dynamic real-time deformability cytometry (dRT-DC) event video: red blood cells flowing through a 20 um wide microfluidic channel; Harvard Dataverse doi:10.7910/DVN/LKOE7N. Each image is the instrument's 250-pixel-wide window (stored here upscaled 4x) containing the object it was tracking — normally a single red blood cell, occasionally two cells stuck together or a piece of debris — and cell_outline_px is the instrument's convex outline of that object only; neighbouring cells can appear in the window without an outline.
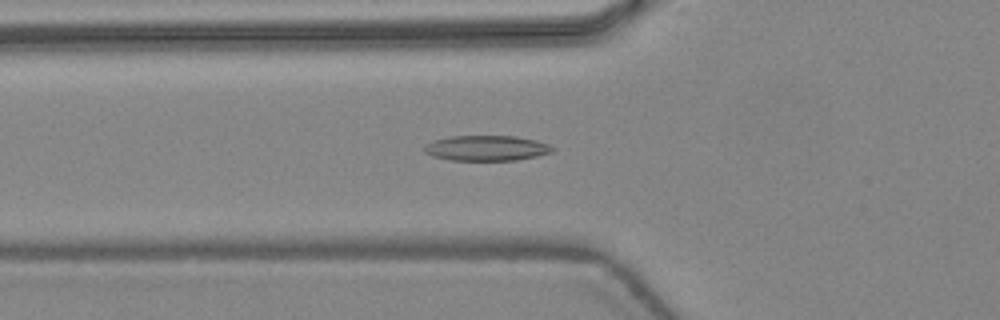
{"species": "common noctule bat (a hibernating species)", "species_latin": "Nyctalus noctula", "temperature_condition": "warm", "stored_images_in_passage": 31, "camera_frame_rate_fps": 3000, "um_per_image_px": 0.085, "animal": {"sex": "female", "body_mass_g": 24.6, "forearm_length_mm": 56.2}, "frame": {"image": 1, "passage_image": 2, "time_ms": 0.333, "image_size_px": [1000, 320], "cell_outline_px": [[556, 148], [552, 152], [536, 156], [516, 160], [452, 160], [432, 156], [424, 152], [424, 144], [432, 140], [452, 136], [516, 136], [536, 140], [548, 144]], "centroid_in_image_um": [41.34, 12.58], "position_along_channel_um": 84.5, "area_um2": 18.96}}
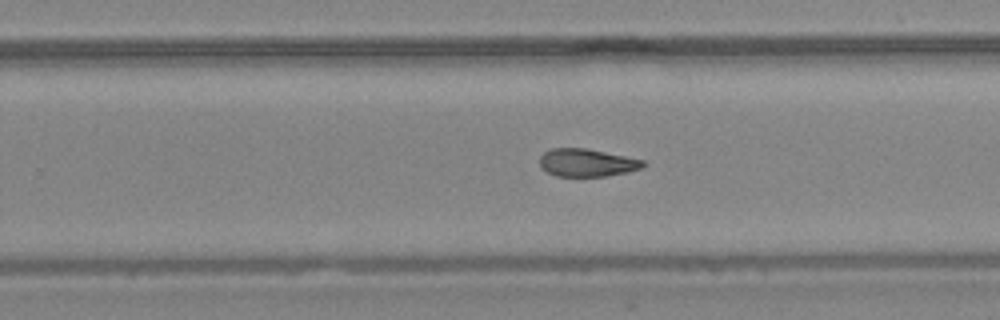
{"frame": {"image": 2, "passage_image": 15, "time_ms": 4.667, "image_size_px": [1000, 320], "cell_outline_px": [[648, 164], [640, 168], [628, 172], [608, 176], [556, 176], [548, 172], [540, 164], [540, 156], [544, 152], [552, 148], [588, 148], [644, 160]], "centroid_in_image_um": [49.92, 13.82], "position_along_channel_um": 279.9, "area_um2": 16.76}}
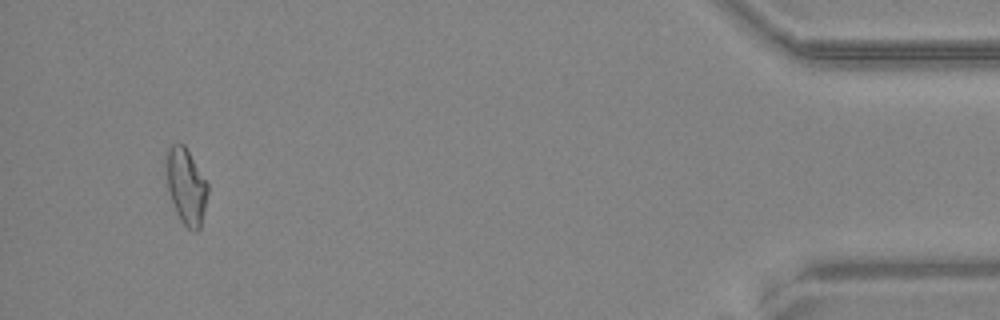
{"frame": {"image": 3, "passage_image": 29, "time_ms": 9.333, "image_size_px": [1000, 320], "cell_outline_px": [[208, 192], [200, 228], [196, 232], [192, 232], [180, 220], [176, 212], [168, 188], [164, 164], [164, 156], [168, 148], [172, 144], [184, 144], [208, 184]], "centroid_in_image_um": [15.79, 15.81], "position_along_channel_um": 419.4, "area_um2": 18.44}, "authors_computed_cell_mechanics": {"area_um2": 17.629, "velocity_mm_per_s": 4.4884, "shape_relaxation_time_tau1_ms": null, "shape_relaxation_time_tau2_ms": 5.2916, "deformation_change_tau1": null, "deformation_change_tau2": 0.1493}}